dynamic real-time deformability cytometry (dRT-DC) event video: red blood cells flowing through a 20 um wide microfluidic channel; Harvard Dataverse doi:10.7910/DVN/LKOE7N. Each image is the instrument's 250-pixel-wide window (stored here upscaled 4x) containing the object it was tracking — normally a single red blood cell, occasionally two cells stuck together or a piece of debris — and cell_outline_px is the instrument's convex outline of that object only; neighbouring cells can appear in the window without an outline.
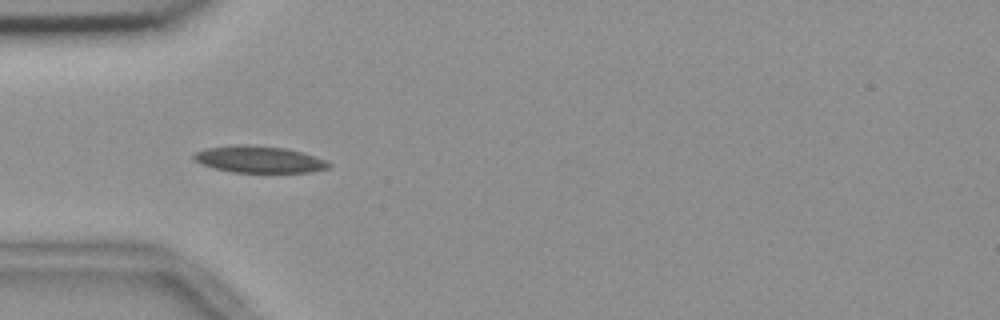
{"species": "common noctule bat (a hibernating species)", "species_latin": "Nyctalus noctula", "temperature_condition": "room temperature", "stored_images_in_passage": 39, "camera_frame_rate_fps": 3000, "um_per_image_px": 0.085, "animal": {"sex": "female", "body_mass_g": 18.4}, "frame": {"image": 1, "passage_image": 1, "time_ms": 0.0, "image_size_px": [1000, 320], "cell_outline_px": [[332, 164], [328, 168], [312, 172], [232, 172], [200, 164], [192, 156], [196, 152], [208, 148], [236, 144], [248, 144], [288, 148], [328, 160]], "centroid_in_image_um": [22.07, 13.54], "position_along_channel_um": 62.9, "area_um2": 21.1}}
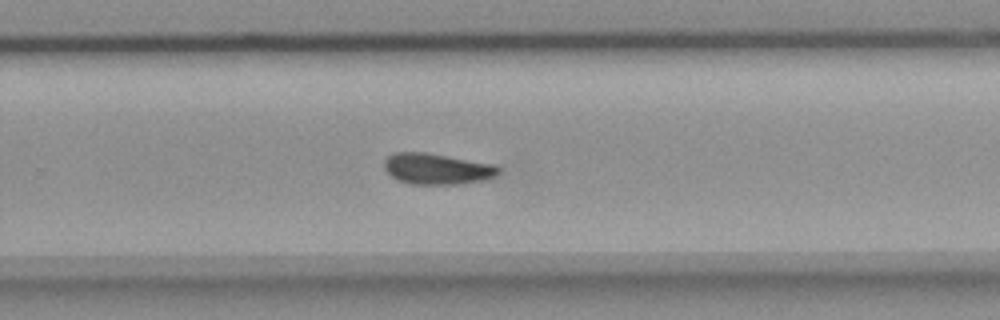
{"frame": {"image": 2, "passage_image": 20, "time_ms": 6.333, "image_size_px": [1000, 320], "cell_outline_px": [[500, 172], [496, 176], [484, 180], [456, 184], [408, 184], [396, 180], [384, 168], [384, 160], [392, 152], [428, 152], [496, 164], [500, 168]], "centroid_in_image_um": [37.15, 14.34], "position_along_channel_um": 292.6, "area_um2": 20.98}}
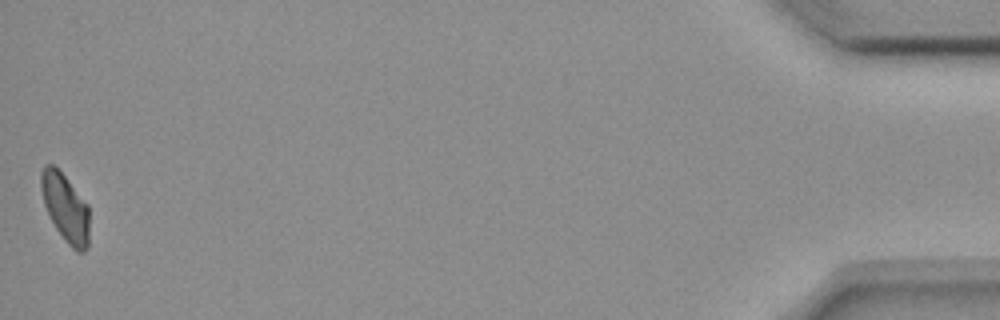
{"frame": {"image": 3, "passage_image": 39, "time_ms": 12.667, "image_size_px": [1000, 320], "cell_outline_px": [[88, 248], [84, 252], [76, 252], [68, 244], [56, 228], [44, 204], [40, 188], [40, 172], [44, 164], [52, 164], [64, 176], [88, 204]], "centroid_in_image_um": [5.55, 17.65], "position_along_channel_um": 429.7, "area_um2": 18.96}, "authors_computed_cell_mechanics": {"area_um2": 20.5768, "velocity_mm_per_s": 3.6529, "shape_relaxation_time_tau1_ms": 8.0457, "shape_relaxation_time_tau2_ms": 5.7111, "deformation_change_tau1": 0.1592, "deformation_change_tau2": 0.1062}}